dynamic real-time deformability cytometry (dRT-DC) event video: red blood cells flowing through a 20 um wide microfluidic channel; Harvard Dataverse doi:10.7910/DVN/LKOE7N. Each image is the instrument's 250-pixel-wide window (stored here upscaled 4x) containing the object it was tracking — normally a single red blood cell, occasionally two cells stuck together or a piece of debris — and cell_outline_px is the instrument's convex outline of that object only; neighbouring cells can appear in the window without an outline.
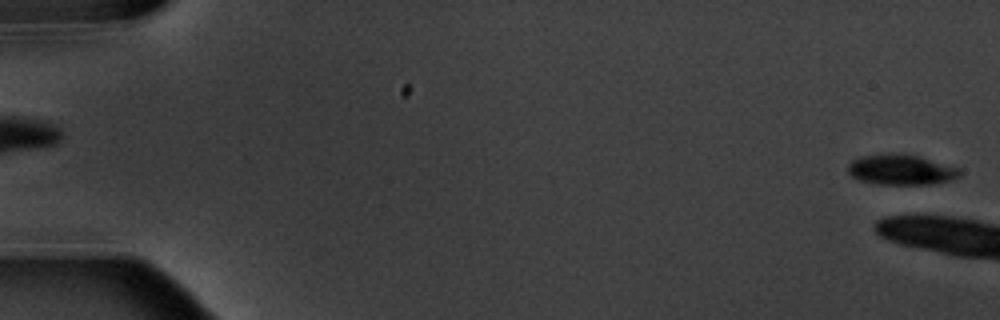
{"species": "common noctule bat (a hibernating species)", "species_latin": "Nyctalus noctula", "temperature_condition": "warm", "stored_images_in_passage": 2, "camera_frame_rate_fps": 3000, "um_per_image_px": 0.085, "animal": {"sex": "male", "body_mass_g": 20.1, "forearm_length_mm": 53.5}, "frame": {"image": 1, "passage_image": 2, "time_ms": 1.0, "image_size_px": [1000, 320], "cell_outline_px": [[960, 176], [948, 180], [928, 184], [880, 184], [860, 180], [852, 176], [848, 172], [848, 164], [852, 160], [864, 156], [888, 152], [904, 152], [920, 156], [956, 168], [960, 172]], "centroid_in_image_um": [76.53, 14.39], "position_along_channel_um": 8.5, "area_um2": 19.65}}